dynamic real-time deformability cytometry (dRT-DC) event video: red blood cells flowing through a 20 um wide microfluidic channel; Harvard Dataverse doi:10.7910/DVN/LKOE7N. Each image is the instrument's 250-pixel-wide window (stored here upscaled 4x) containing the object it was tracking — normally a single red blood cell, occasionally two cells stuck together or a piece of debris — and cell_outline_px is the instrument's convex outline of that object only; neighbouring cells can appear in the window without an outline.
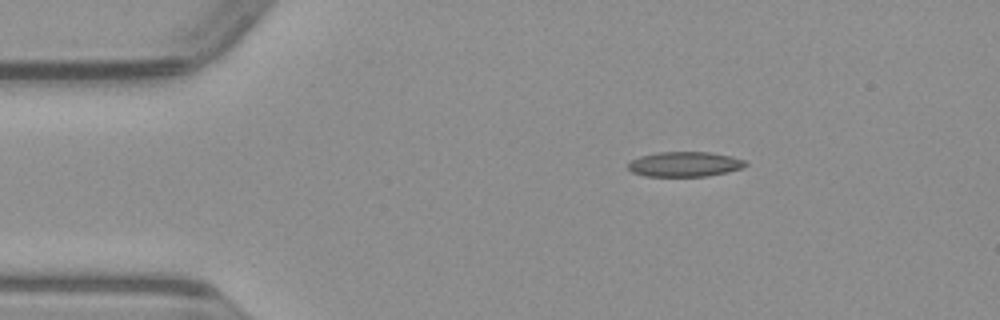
{"species": "common noctule bat (a hibernating species)", "species_latin": "Nyctalus noctula", "temperature_condition": "warm", "stored_images_in_passage": 43, "camera_frame_rate_fps": 3000, "um_per_image_px": 0.085, "animal": {"sex": "male", "body_mass_g": 23.1, "forearm_length_mm": 52.7}, "frame": {"image": 1, "passage_image": 1, "time_ms": 0.0, "image_size_px": [1000, 320], "cell_outline_px": [[748, 164], [744, 168], [728, 172], [708, 176], [644, 176], [632, 172], [628, 168], [628, 164], [632, 160], [640, 156], [656, 152], [708, 152], [732, 156], [744, 160]], "centroid_in_image_um": [58.22, 13.96], "position_along_channel_um": 26.8, "area_um2": 17.17}}
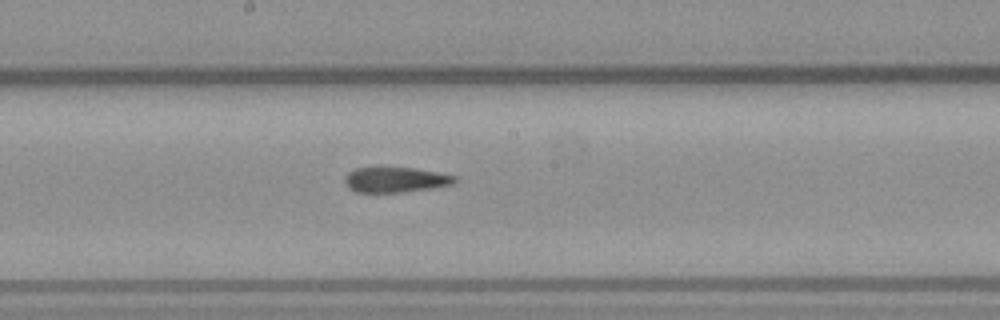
{"frame": {"image": 2, "passage_image": 19, "time_ms": 6.0, "image_size_px": [1000, 320], "cell_outline_px": [[456, 180], [452, 184], [432, 188], [400, 192], [356, 192], [348, 188], [344, 184], [344, 176], [348, 172], [356, 168], [380, 164], [416, 168], [456, 176]], "centroid_in_image_um": [33.52, 15.22], "position_along_channel_um": 214.7, "area_um2": 16.94}}
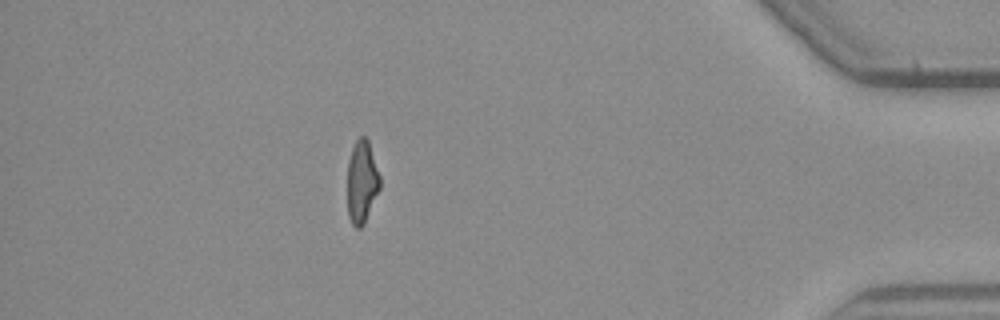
{"frame": {"image": 3, "passage_image": 37, "time_ms": 12.0, "image_size_px": [1000, 320], "cell_outline_px": [[380, 188], [364, 224], [360, 228], [356, 228], [352, 224], [348, 216], [348, 160], [352, 148], [356, 140], [360, 136], [364, 136], [368, 140], [380, 176]], "centroid_in_image_um": [30.75, 15.46], "position_along_channel_um": 404.4, "area_um2": 15.61}}